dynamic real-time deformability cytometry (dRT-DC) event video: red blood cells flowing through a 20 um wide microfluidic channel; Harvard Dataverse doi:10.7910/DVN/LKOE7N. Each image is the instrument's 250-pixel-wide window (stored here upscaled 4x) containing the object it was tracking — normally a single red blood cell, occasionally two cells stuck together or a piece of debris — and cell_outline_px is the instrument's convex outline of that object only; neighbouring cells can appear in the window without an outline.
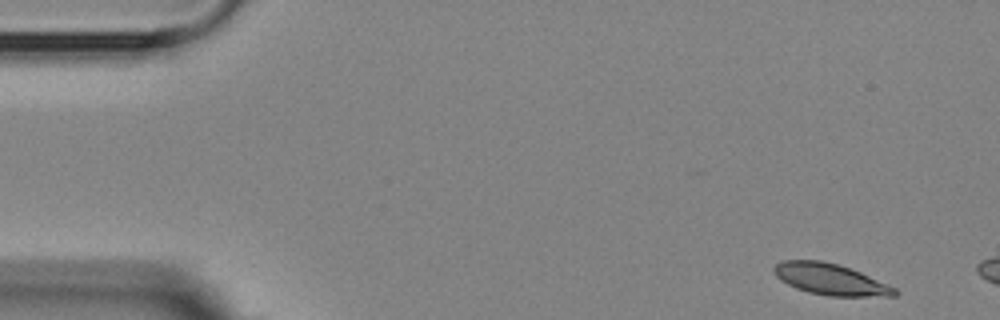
{"species": "Egyptian fruit bat (a non-hibernating species)", "species_latin": "Rousettus aegyptiacus", "temperature_condition": "room temperature", "stored_images_in_passage": 3, "camera_frame_rate_fps": 3000, "um_per_image_px": 0.085, "animal": {"sex": "female"}, "frame": {"image": 1, "passage_image": 1, "time_ms": 0.0, "image_size_px": [1000, 320], "cell_outline_px": [[900, 292], [896, 296], [828, 296], [808, 292], [796, 288], [780, 280], [776, 276], [772, 268], [776, 264], [784, 260], [820, 260], [836, 264], [860, 272], [896, 288]], "centroid_in_image_um": [70.58, 23.75], "position_along_channel_um": 14.4, "area_um2": 21.85}}